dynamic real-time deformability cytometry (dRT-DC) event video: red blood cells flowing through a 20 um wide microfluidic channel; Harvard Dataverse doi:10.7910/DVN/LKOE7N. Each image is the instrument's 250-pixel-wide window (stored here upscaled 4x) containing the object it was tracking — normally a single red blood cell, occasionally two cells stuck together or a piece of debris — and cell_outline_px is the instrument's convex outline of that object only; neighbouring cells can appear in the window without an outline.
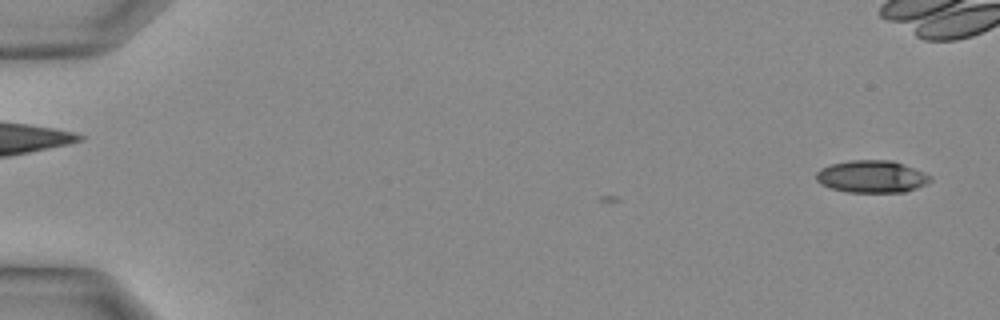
{"species": "Egyptian fruit bat (a non-hibernating species)", "species_latin": "Rousettus aegyptiacus", "temperature_condition": "warm", "stored_images_in_passage": 5, "camera_frame_rate_fps": 3000, "um_per_image_px": 0.085, "animal": {"sex": "female"}, "frame": {"image": 1, "passage_image": 1, "time_ms": 0.0, "image_size_px": [1000, 320], "cell_outline_px": [[932, 180], [916, 188], [904, 192], [848, 192], [828, 188], [820, 184], [816, 180], [816, 172], [820, 168], [832, 164], [852, 160], [892, 160], [904, 164], [932, 176]], "centroid_in_image_um": [74.07, 15.01], "position_along_channel_um": 10.9, "area_um2": 21.5}}